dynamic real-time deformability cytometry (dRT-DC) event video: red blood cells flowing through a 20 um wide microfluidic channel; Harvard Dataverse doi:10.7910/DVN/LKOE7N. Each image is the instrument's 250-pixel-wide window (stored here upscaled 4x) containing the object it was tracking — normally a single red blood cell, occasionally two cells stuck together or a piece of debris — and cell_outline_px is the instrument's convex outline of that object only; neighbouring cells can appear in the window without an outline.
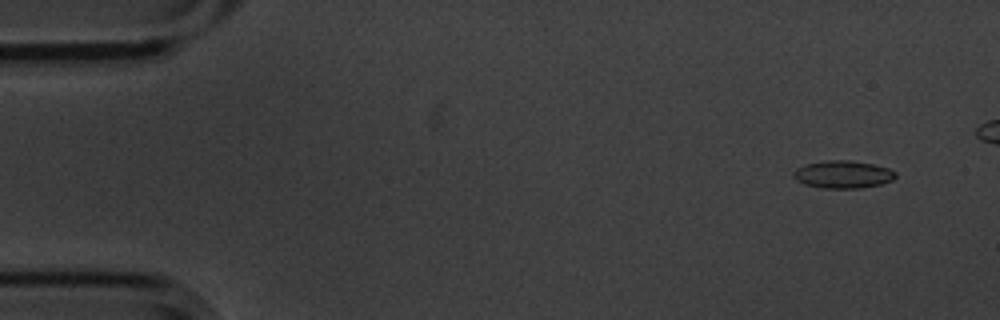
{"species": "common noctule bat (a hibernating species)", "species_latin": "Nyctalus noctula", "temperature_condition": "cold", "stored_images_in_passage": 4, "camera_frame_rate_fps": 3000, "um_per_image_px": 0.085, "animal": {"sex": "male", "body_mass_g": 20.1, "forearm_length_mm": 53.5}, "frame": {"image": 1, "passage_image": 1, "time_ms": 0.0, "image_size_px": [1000, 320], "cell_outline_px": [[896, 176], [892, 180], [880, 184], [860, 188], [820, 188], [804, 184], [796, 180], [792, 176], [792, 172], [796, 168], [804, 164], [828, 160], [848, 160], [872, 164], [888, 168], [896, 172]], "centroid_in_image_um": [71.6, 14.82], "position_along_channel_um": 13.4, "area_um2": 16.47}}